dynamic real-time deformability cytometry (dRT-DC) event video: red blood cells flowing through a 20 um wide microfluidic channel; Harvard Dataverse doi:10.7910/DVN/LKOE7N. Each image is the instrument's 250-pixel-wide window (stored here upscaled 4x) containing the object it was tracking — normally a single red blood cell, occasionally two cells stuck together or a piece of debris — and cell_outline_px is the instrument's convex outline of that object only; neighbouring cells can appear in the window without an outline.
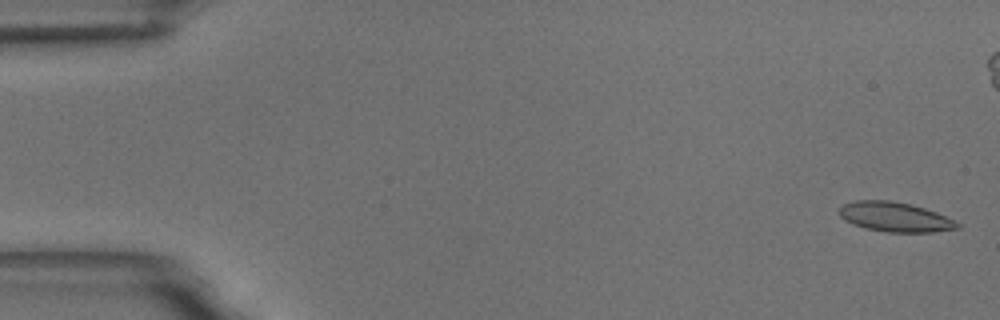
{"species": "common noctule bat (a hibernating species)", "species_latin": "Nyctalus noctula", "temperature_condition": "room temperature", "stored_images_in_passage": 56, "camera_frame_rate_fps": 3000, "um_per_image_px": 0.085, "animal": {"sex": "male", "body_mass_g": 18.8}, "frame": {"image": 1, "passage_image": 1, "time_ms": 0.0, "image_size_px": [1000, 320], "cell_outline_px": [[960, 228], [932, 232], [888, 232], [864, 228], [852, 224], [844, 220], [840, 216], [840, 208], [844, 204], [856, 200], [888, 200], [908, 204], [924, 208], [936, 212], [960, 224]], "centroid_in_image_um": [76.04, 18.45], "position_along_channel_um": 9.0, "area_um2": 20.17}}
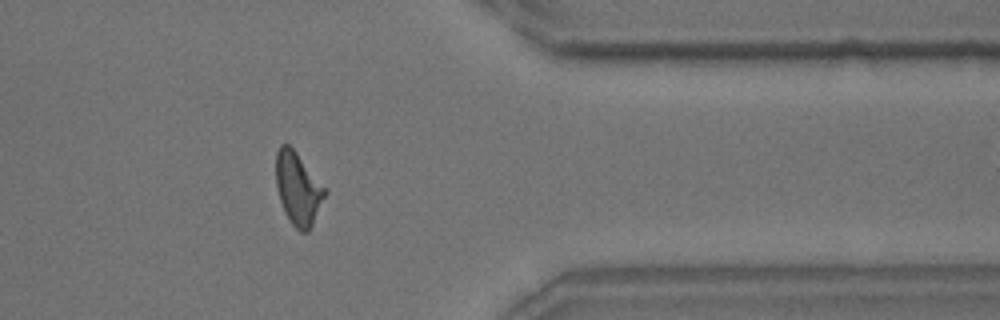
{"frame": {"image": 2, "passage_image": 45, "time_ms": 14.667, "image_size_px": [1000, 320], "cell_outline_px": [[328, 192], [308, 232], [300, 232], [292, 224], [284, 212], [276, 188], [276, 152], [280, 144], [288, 144], [296, 152], [328, 188]], "centroid_in_image_um": [25.35, 16.02], "position_along_channel_um": 386.0, "area_um2": 20.92}, "authors_computed_cell_mechanics": {"area_um2": 20.2878, "velocity_mm_per_s": 3.6176, "shape_relaxation_time_tau1_ms": null, "shape_relaxation_time_tau2_ms": 1.8825, "deformation_change_tau1": null, "deformation_change_tau2": 0.0932}}